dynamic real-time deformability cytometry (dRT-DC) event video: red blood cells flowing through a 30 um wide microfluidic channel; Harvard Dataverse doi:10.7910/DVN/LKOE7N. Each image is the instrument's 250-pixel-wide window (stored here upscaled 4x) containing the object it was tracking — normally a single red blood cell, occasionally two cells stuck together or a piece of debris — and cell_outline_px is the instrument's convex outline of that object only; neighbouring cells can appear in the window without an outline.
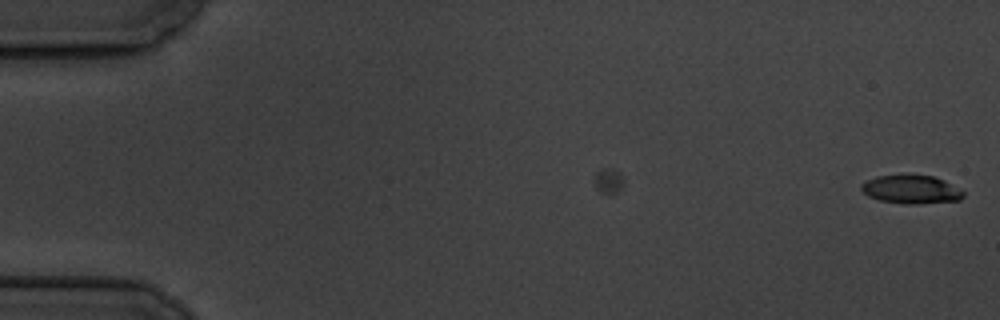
{"species": "common noctule bat (a hibernating species)", "species_latin": "Nyctalus noctula", "temperature_condition": "cold", "stored_images_in_passage": 7, "camera_frame_rate_fps": 3000, "um_per_image_px": 0.085, "animal": {"sex": "male", "body_mass_g": 19.5, "forearm_length_mm": 54.6}, "frame": {"image": 1, "passage_image": 7, "time_ms": 2.0, "image_size_px": [1000, 320], "cell_outline_px": [[964, 196], [960, 200], [916, 204], [900, 204], [880, 200], [868, 196], [860, 188], [860, 184], [876, 176], [932, 176], [944, 180], [964, 192]], "centroid_in_image_um": [77.44, 16.12], "position_along_channel_um": 7.6, "area_um2": 16.65}}